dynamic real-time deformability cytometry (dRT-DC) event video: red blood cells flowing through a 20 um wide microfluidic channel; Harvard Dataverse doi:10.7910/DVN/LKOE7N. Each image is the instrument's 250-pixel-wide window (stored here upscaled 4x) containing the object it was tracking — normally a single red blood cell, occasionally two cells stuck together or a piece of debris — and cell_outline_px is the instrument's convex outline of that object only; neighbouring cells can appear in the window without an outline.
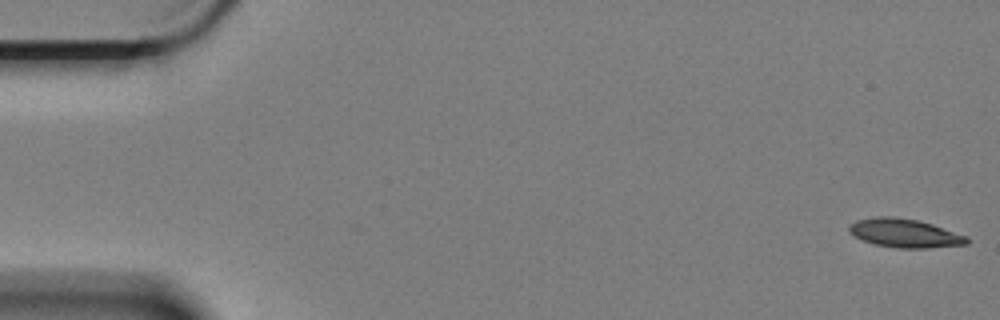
{"species": "Egyptian fruit bat (a non-hibernating species)", "species_latin": "Rousettus aegyptiacus", "temperature_condition": "cold", "stored_images_in_passage": 59, "camera_frame_rate_fps": 3000, "um_per_image_px": 0.085, "animal": {"sex": "female"}, "frame": {"image": 1, "passage_image": 1, "time_ms": 0.0, "image_size_px": [1000, 320], "cell_outline_px": [[968, 244], [928, 248], [896, 248], [872, 244], [856, 236], [848, 228], [848, 224], [856, 220], [876, 216], [888, 216], [916, 220], [932, 224], [968, 236]], "centroid_in_image_um": [76.9, 19.82], "position_along_channel_um": 8.1, "area_um2": 19.59}}
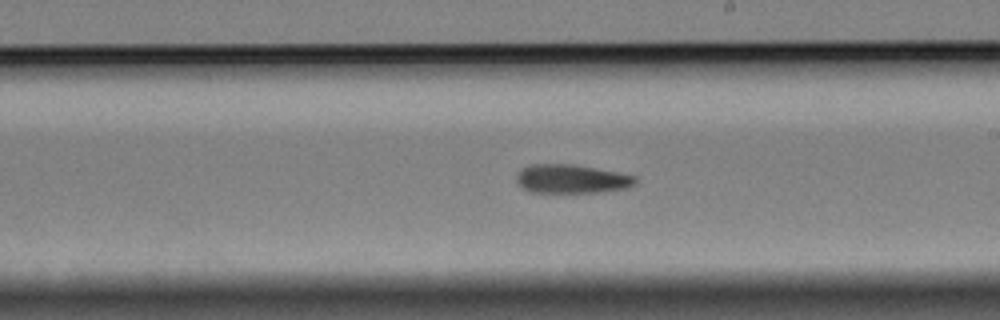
{"frame": {"image": 2, "passage_image": 34, "time_ms": 11.0, "image_size_px": [1000, 320], "cell_outline_px": [[636, 184], [628, 188], [596, 192], [532, 192], [516, 184], [516, 176], [520, 168], [528, 164], [576, 164], [620, 172], [636, 176]], "centroid_in_image_um": [48.57, 15.19], "position_along_channel_um": 240.4, "area_um2": 20.23}}
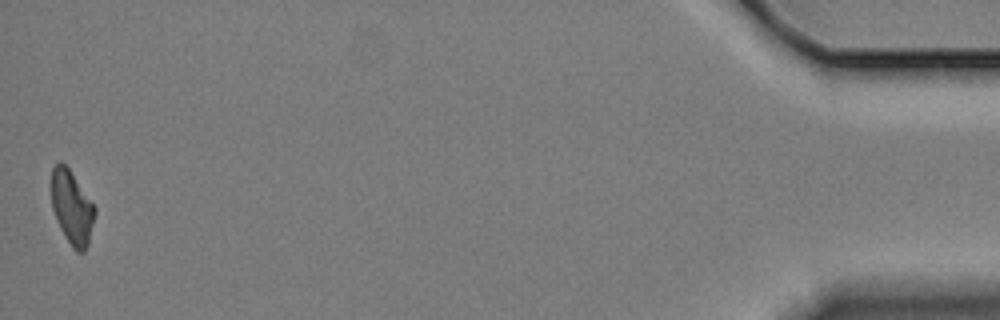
{"frame": {"image": 3, "passage_image": 59, "time_ms": 19.333, "image_size_px": [1000, 320], "cell_outline_px": [[96, 212], [88, 244], [84, 252], [76, 252], [72, 248], [64, 236], [56, 220], [52, 208], [52, 168], [60, 160], [68, 168], [96, 208]], "centroid_in_image_um": [6.11, 17.68], "position_along_channel_um": 429.1, "area_um2": 18.5}}